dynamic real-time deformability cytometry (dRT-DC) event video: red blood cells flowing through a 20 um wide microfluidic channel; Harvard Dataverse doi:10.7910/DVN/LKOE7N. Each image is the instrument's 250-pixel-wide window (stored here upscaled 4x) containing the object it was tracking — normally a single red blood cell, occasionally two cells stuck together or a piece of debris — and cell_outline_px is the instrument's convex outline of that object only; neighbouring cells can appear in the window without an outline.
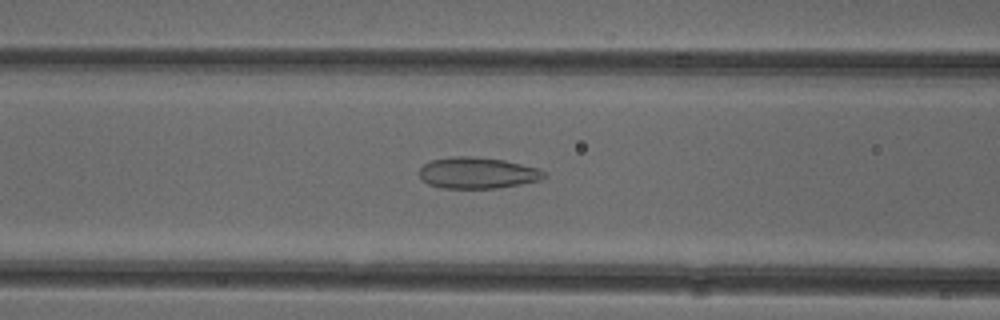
{"species": "common noctule bat (a hibernating species)", "species_latin": "Nyctalus noctula", "temperature_condition": "cold", "stored_images_in_passage": 52, "camera_frame_rate_fps": 3000, "um_per_image_px": 0.085, "animal": {"sex": "female"}, "frame": {"image": 1, "passage_image": 21, "time_ms": 6.667, "image_size_px": [1000, 320], "cell_outline_px": [[548, 176], [540, 180], [520, 184], [496, 188], [440, 188], [428, 184], [420, 176], [420, 168], [424, 164], [432, 160], [452, 156], [472, 156], [504, 160], [540, 168]], "centroid_in_image_um": [40.61, 14.69], "position_along_channel_um": 126.0, "area_um2": 22.77}}
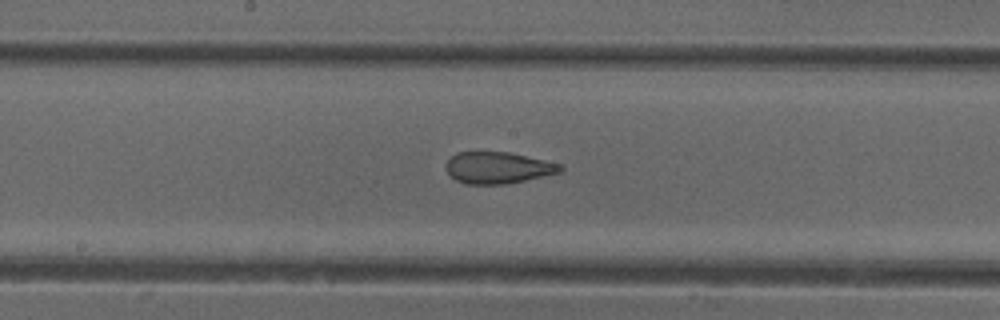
{"frame": {"image": 2, "passage_image": 27, "time_ms": 8.667, "image_size_px": [1000, 320], "cell_outline_px": [[564, 168], [560, 172], [524, 180], [504, 184], [464, 184], [456, 180], [444, 168], [448, 160], [456, 152], [508, 152], [564, 164]], "centroid_in_image_um": [42.32, 14.25], "position_along_channel_um": 205.9, "area_um2": 20.98}}
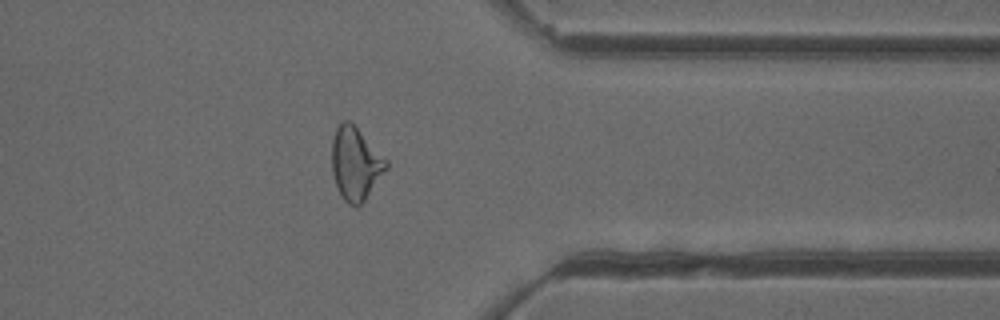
{"frame": {"image": 3, "passage_image": 41, "time_ms": 13.333, "image_size_px": [1000, 320], "cell_outline_px": [[388, 168], [364, 200], [360, 204], [348, 204], [344, 200], [336, 184], [332, 172], [332, 140], [336, 128], [344, 120], [348, 120], [388, 160]], "centroid_in_image_um": [30.22, 13.9], "position_along_channel_um": 381.2, "area_um2": 22.54}, "authors_computed_cell_mechanics": {"area_um2": 24.1604, "velocity_mm_per_s": 3.9719, "shape_relaxation_time_tau1_ms": null, "shape_relaxation_time_tau2_ms": 1.7137, "deformation_change_tau1": null, "deformation_change_tau2": 0.0791}}